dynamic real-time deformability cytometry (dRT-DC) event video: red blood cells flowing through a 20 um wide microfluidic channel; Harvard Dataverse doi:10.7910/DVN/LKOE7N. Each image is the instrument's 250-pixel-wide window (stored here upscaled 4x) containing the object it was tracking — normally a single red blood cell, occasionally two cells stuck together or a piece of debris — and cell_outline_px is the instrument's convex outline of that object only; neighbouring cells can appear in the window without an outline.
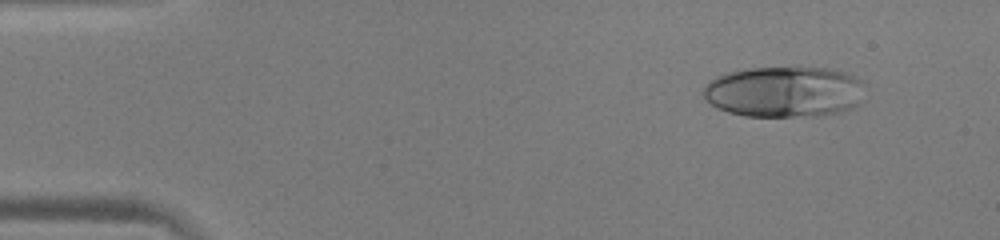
{"species": "human", "species_latin": "Homo sapiens", "temperature_condition": "warm", "stored_images_in_passage": 50, "camera_frame_rate_fps": 3000, "um_per_image_px": 0.085, "donor": {"sex": "male"}, "frame": {"image": 1, "passage_image": 5, "time_ms": 1.333, "image_size_px": [1000, 240], "cell_outline_px": [[864, 84], [856, 104], [852, 108], [844, 112], [816, 116], [744, 116], [728, 112], [716, 108], [700, 92], [704, 84], [708, 80], [716, 76], [728, 72], [748, 68], [828, 68], [848, 72], [864, 80]], "centroid_in_image_um": [66.63, 7.8], "position_along_channel_um": 18.4, "area_um2": 48.38}}
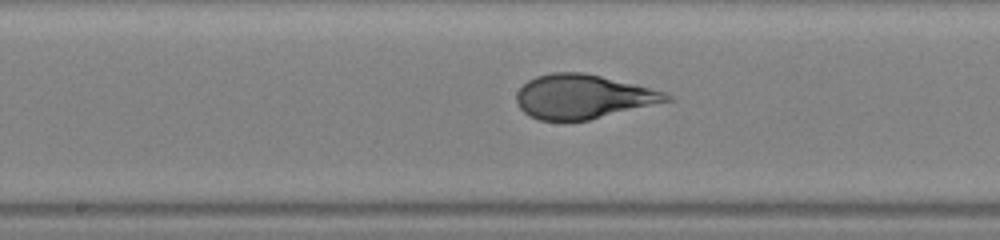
{"frame": {"image": 2, "passage_image": 26, "time_ms": 8.333, "image_size_px": [1000, 240], "cell_outline_px": [[676, 100], [588, 120], [540, 120], [528, 116], [520, 108], [516, 100], [516, 92], [528, 80], [536, 76], [552, 72], [584, 72], [636, 84], [668, 92]], "centroid_in_image_um": [49.6, 8.21], "position_along_channel_um": 198.6, "area_um2": 38.9}}
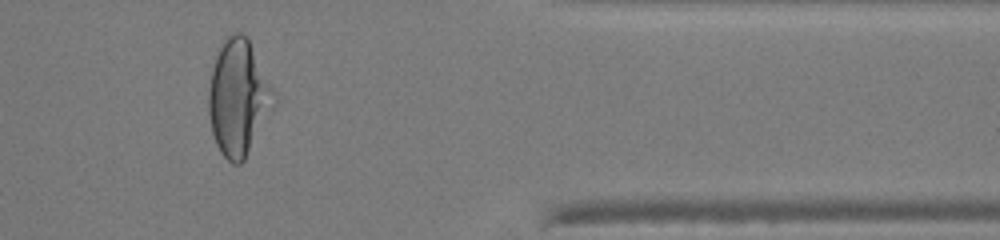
{"frame": {"image": 3, "passage_image": 42, "time_ms": 13.667, "image_size_px": [1000, 240], "cell_outline_px": [[276, 104], [244, 160], [240, 164], [232, 164], [220, 152], [216, 144], [212, 132], [208, 112], [208, 92], [212, 68], [220, 44], [232, 32], [240, 32], [248, 36], [276, 96]], "centroid_in_image_um": [20.26, 8.29], "position_along_channel_um": 391.1, "area_um2": 44.16}, "authors_computed_cell_mechanics": {"area_um2": 43.4656, "velocity_mm_per_s": 4.0196, "shape_relaxation_time_tau1_ms": 5.3587, "shape_relaxation_time_tau2_ms": null, "deformation_change_tau1": 0.2713, "deformation_change_tau2": null}}